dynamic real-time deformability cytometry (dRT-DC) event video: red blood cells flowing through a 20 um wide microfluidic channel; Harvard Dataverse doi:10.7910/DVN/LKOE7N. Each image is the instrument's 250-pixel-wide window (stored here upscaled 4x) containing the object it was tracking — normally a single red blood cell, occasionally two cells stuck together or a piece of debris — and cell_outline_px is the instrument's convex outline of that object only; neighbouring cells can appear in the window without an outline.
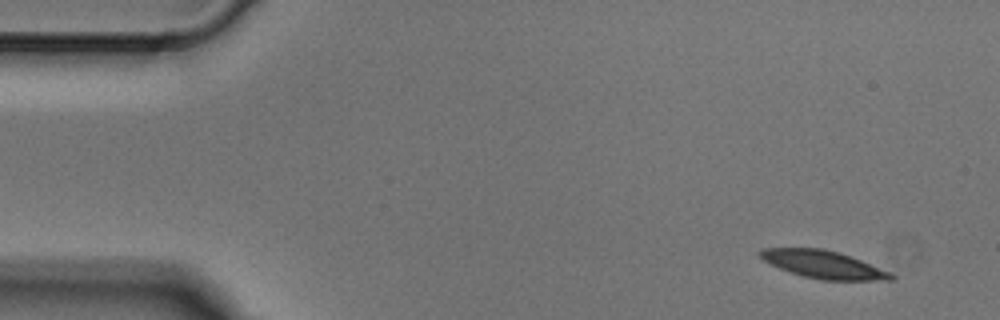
{"species": "Egyptian fruit bat (a non-hibernating species)", "species_latin": "Rousettus aegyptiacus", "temperature_condition": "cold", "stored_images_in_passage": 5, "camera_frame_rate_fps": 3000, "um_per_image_px": 0.085, "animal": {"sex": "male"}, "frame": {"image": 1, "passage_image": 1, "time_ms": 0.0, "image_size_px": [1000, 320], "cell_outline_px": [[896, 280], [820, 280], [804, 276], [780, 268], [764, 260], [756, 252], [760, 248], [824, 248], [840, 252], [860, 260], [888, 272], [896, 276]], "centroid_in_image_um": [69.96, 22.47], "position_along_channel_um": 15.0, "area_um2": 20.92}}
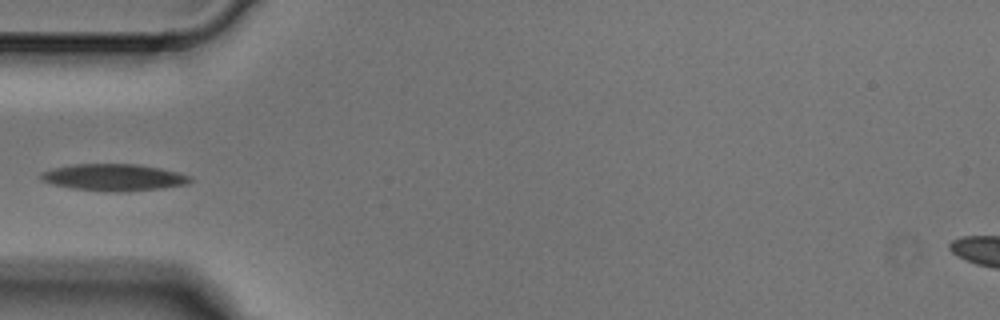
{"frame": {"image": 2, "passage_image": 4, "time_ms": 1.0, "image_size_px": [1000, 320], "cell_outline_px": [[192, 180], [188, 184], [160, 188], [124, 192], [108, 192], [72, 188], [52, 184], [40, 180], [36, 176], [52, 168], [72, 164], [136, 164], [160, 168], [192, 176]], "centroid_in_image_um": [9.64, 15.08], "position_along_channel_um": 75.4, "area_um2": 23.47}}
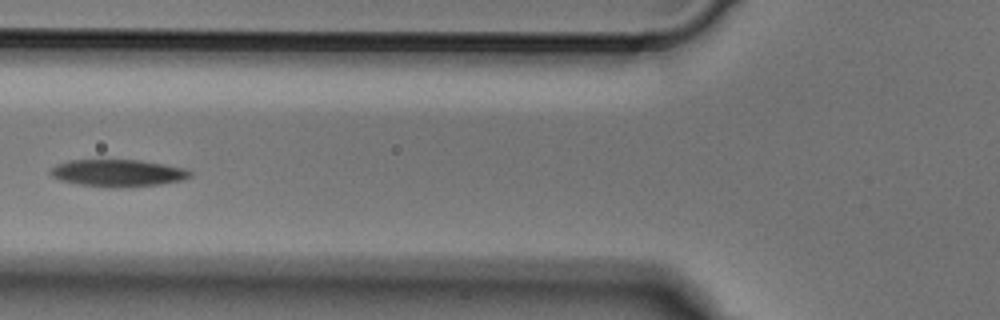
{"frame": {"image": 3, "passage_image": 5, "time_ms": 1.333, "image_size_px": [1000, 320], "cell_outline_px": [[192, 176], [184, 180], [160, 184], [128, 188], [104, 188], [76, 184], [60, 180], [52, 176], [48, 172], [56, 164], [68, 160], [140, 160], [164, 164], [184, 168], [192, 172]], "centroid_in_image_um": [10.01, 14.72], "position_along_channel_um": 115.8, "area_um2": 22.54}}